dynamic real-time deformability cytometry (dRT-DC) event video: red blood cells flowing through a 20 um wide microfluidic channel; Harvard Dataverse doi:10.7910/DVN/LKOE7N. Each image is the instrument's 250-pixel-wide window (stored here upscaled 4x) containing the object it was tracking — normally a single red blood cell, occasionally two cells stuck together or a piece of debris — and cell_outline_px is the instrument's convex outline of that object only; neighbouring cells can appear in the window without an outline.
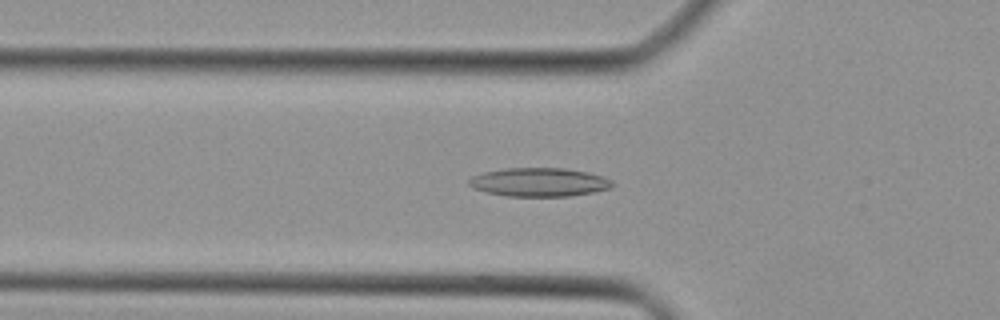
{"species": "Egyptian fruit bat (a non-hibernating species)", "species_latin": "Rousettus aegyptiacus", "temperature_condition": "cold", "stored_images_in_passage": 44, "camera_frame_rate_fps": 3000, "um_per_image_px": 0.085, "animal": {"sex": "female"}, "frame": {"image": 1, "passage_image": 14, "time_ms": 4.333, "image_size_px": [1000, 320], "cell_outline_px": [[616, 184], [612, 188], [572, 196], [504, 196], [484, 192], [472, 188], [468, 184], [468, 180], [472, 176], [484, 172], [504, 168], [564, 168], [588, 172], [604, 176], [612, 180]], "centroid_in_image_um": [45.84, 15.48], "position_along_channel_um": 80.0, "area_um2": 24.28}}
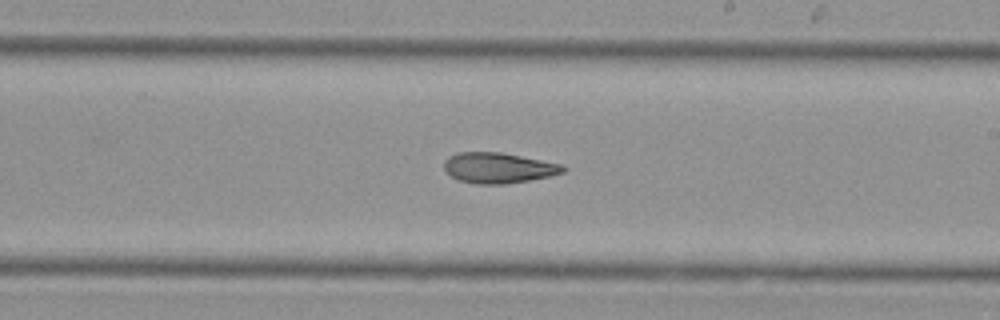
{"frame": {"image": 2, "passage_image": 25, "time_ms": 8.0, "image_size_px": [1000, 320], "cell_outline_px": [[568, 168], [564, 172], [548, 176], [528, 180], [504, 184], [476, 184], [460, 180], [452, 176], [444, 168], [444, 160], [448, 156], [456, 152], [500, 152], [560, 164]], "centroid_in_image_um": [42.33, 14.26], "position_along_channel_um": 246.7, "area_um2": 20.92}}
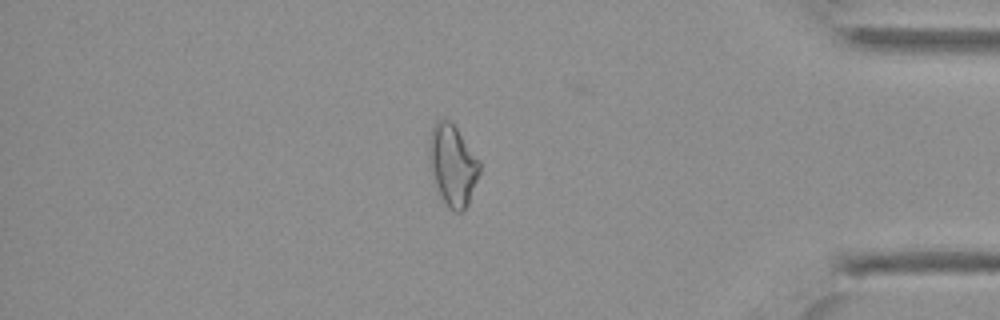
{"frame": {"image": 3, "passage_image": 37, "time_ms": 12.0, "image_size_px": [1000, 320], "cell_outline_px": [[480, 172], [468, 204], [460, 212], [456, 212], [448, 208], [444, 204], [440, 196], [432, 172], [428, 156], [428, 148], [432, 128], [436, 120], [444, 116], [456, 128], [480, 160]], "centroid_in_image_um": [38.47, 14.02], "position_along_channel_um": 396.7, "area_um2": 23.76}}